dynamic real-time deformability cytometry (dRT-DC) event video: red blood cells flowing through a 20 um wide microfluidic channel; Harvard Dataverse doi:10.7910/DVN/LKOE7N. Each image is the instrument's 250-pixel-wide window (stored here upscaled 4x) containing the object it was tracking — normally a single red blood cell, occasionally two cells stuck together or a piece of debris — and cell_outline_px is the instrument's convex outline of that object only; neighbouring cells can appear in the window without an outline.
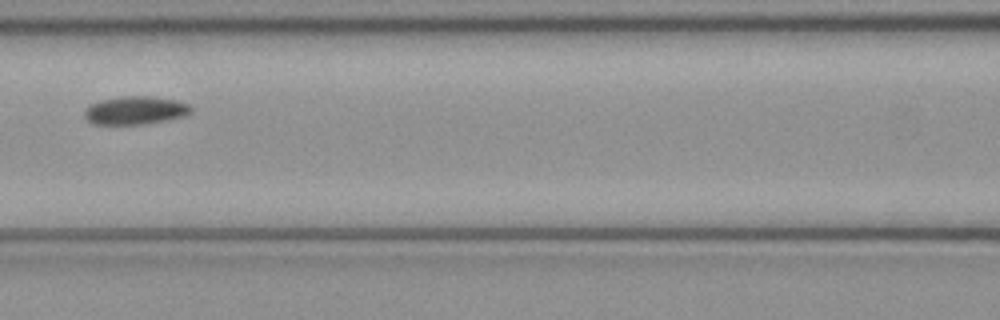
{"species": "common noctule bat (a hibernating species)", "species_latin": "Nyctalus noctula", "temperature_condition": "cold", "stored_images_in_passage": 4, "camera_frame_rate_fps": 3000, "um_per_image_px": 0.085, "animal": {"sex": "female", "body_mass_g": 21.9}, "frame": {"image": 1, "passage_image": 4, "time_ms": 1.0, "image_size_px": [1000, 320], "cell_outline_px": [[192, 112], [184, 116], [144, 124], [92, 124], [84, 116], [84, 108], [88, 104], [100, 100], [124, 96], [152, 96], [176, 100], [188, 104], [192, 108]], "centroid_in_image_um": [11.46, 9.37], "position_along_channel_um": 155.1, "area_um2": 17.57}}